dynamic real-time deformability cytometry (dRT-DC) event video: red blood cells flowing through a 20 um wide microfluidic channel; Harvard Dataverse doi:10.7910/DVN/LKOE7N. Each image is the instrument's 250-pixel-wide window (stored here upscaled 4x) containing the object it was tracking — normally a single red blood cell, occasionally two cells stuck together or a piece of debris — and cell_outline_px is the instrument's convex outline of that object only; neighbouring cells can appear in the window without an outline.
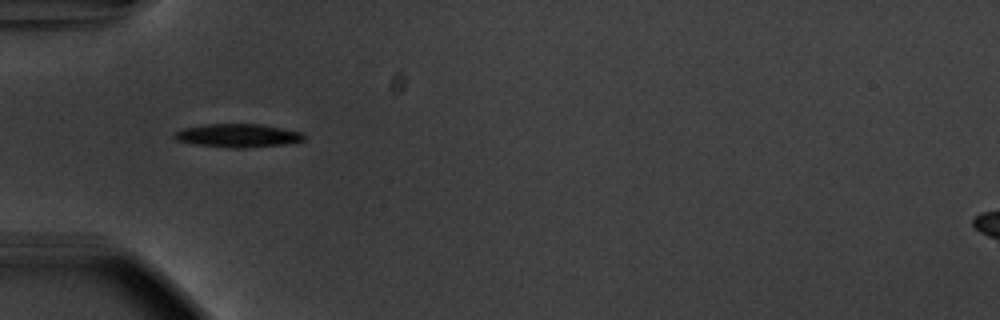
{"species": "common noctule bat (a hibernating species)", "species_latin": "Nyctalus noctula", "temperature_condition": "warm", "stored_images_in_passage": 30, "camera_frame_rate_fps": 3000, "um_per_image_px": 0.085, "animal": {"sex": "male", "body_mass_g": 20.1, "forearm_length_mm": 53.5}, "frame": {"image": 1, "passage_image": 1, "time_ms": 0.0, "image_size_px": [1000, 320], "cell_outline_px": [[304, 140], [284, 144], [244, 148], [236, 148], [196, 144], [176, 140], [172, 136], [176, 132], [184, 128], [204, 124], [260, 124], [304, 132]], "centroid_in_image_um": [20.23, 11.51], "position_along_channel_um": 64.8, "area_um2": 17.51}}
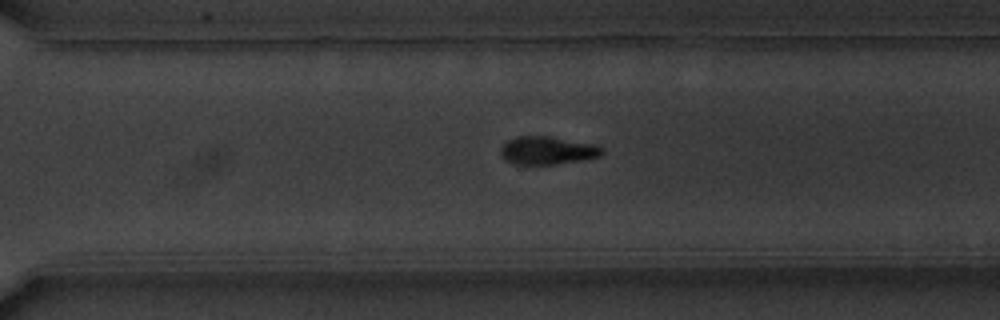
{"frame": {"image": 2, "passage_image": 22, "time_ms": 7.0, "image_size_px": [1000, 320], "cell_outline_px": [[604, 152], [600, 156], [584, 160], [556, 164], [512, 164], [504, 160], [500, 152], [500, 148], [508, 140], [516, 136], [548, 136], [600, 144], [604, 148]], "centroid_in_image_um": [46.58, 12.78], "position_along_channel_um": 324.0, "area_um2": 16.94}}
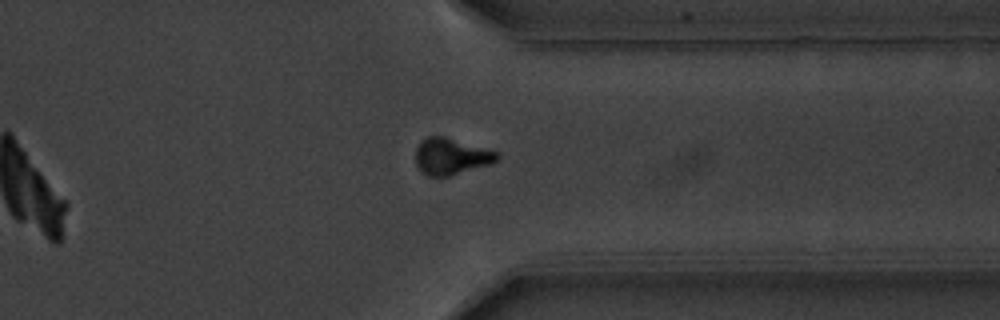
{"frame": {"image": 3, "passage_image": 26, "time_ms": 8.333, "image_size_px": [1000, 320], "cell_outline_px": [[500, 156], [492, 164], [448, 176], [428, 176], [416, 164], [416, 148], [420, 140], [428, 136], [444, 136], [500, 152]], "centroid_in_image_um": [38.37, 13.28], "position_along_channel_um": 373.0, "area_um2": 17.34}, "authors_computed_cell_mechanics": {"area_um2": 17.5712, "velocity_mm_per_s": 3.7307, "shape_relaxation_time_tau1_ms": 2.1749, "shape_relaxation_time_tau2_ms": null, "deformation_change_tau1": 0.1265, "deformation_change_tau2": null}}